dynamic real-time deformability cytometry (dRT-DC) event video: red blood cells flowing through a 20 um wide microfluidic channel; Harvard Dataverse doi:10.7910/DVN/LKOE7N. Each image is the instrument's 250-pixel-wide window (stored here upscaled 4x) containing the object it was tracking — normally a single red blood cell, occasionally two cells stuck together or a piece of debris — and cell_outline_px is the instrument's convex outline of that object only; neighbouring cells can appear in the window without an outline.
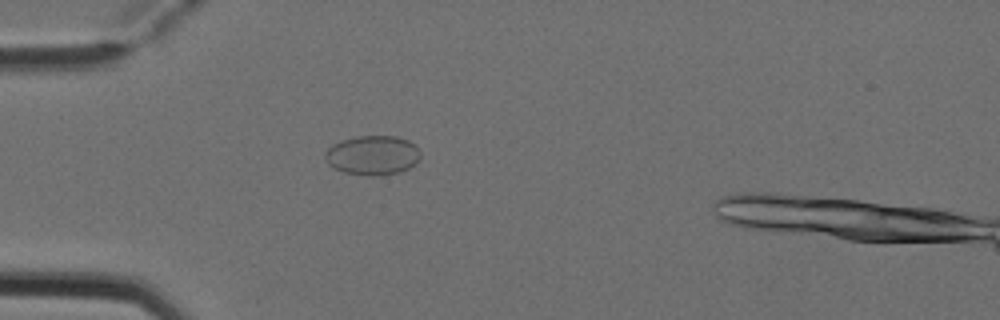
{"species": "Egyptian fruit bat (a non-hibernating species)", "species_latin": "Rousettus aegyptiacus", "temperature_condition": "cold", "stored_images_in_passage": 2, "camera_frame_rate_fps": 3000, "um_per_image_px": 0.085, "animal": {"sex": "female"}, "frame": {"image": 1, "passage_image": 1, "time_ms": 0.0, "image_size_px": [1000, 320], "cell_outline_px": [[420, 156], [408, 168], [400, 172], [380, 176], [372, 176], [344, 172], [332, 168], [328, 164], [324, 156], [324, 152], [332, 144], [356, 136], [396, 136], [408, 140], [416, 144], [420, 152]], "centroid_in_image_um": [31.65, 13.19], "position_along_channel_um": 53.4, "area_um2": 21.96}}